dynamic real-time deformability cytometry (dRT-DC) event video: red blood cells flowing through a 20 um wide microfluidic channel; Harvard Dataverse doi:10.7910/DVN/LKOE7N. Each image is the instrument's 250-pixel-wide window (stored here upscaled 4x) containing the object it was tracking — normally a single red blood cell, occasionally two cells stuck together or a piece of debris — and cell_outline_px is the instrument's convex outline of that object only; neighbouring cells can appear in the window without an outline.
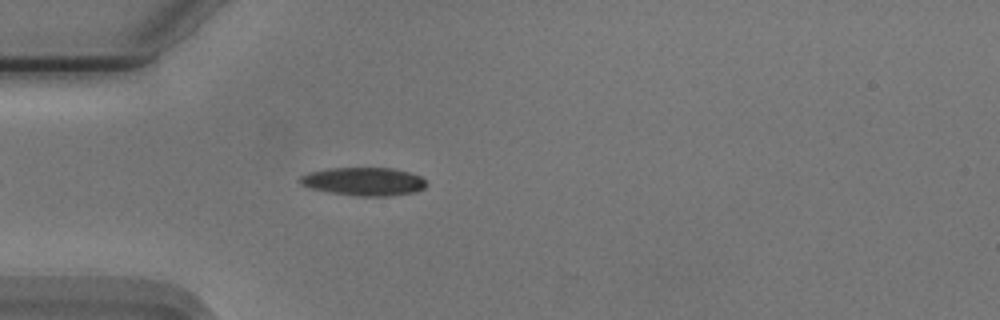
{"species": "Egyptian fruit bat (a non-hibernating species)", "species_latin": "Rousettus aegyptiacus", "temperature_condition": "cold", "stored_images_in_passage": 29, "camera_frame_rate_fps": 3000, "um_per_image_px": 0.085, "animal": {"sex": "male"}, "frame": {"image": 1, "passage_image": 6, "time_ms": 1.667, "image_size_px": [1000, 320], "cell_outline_px": [[428, 184], [424, 188], [416, 192], [388, 196], [356, 196], [328, 192], [308, 188], [300, 184], [296, 180], [300, 176], [308, 172], [328, 168], [392, 168], [408, 172], [420, 176]], "centroid_in_image_um": [30.87, 15.43], "position_along_channel_um": 54.1, "area_um2": 21.04}}
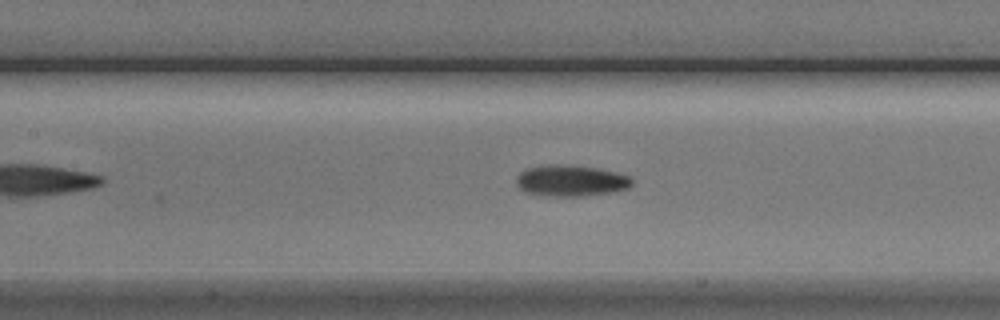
{"frame": {"image": 2, "passage_image": 15, "time_ms": 4.667, "image_size_px": [1000, 320], "cell_outline_px": [[632, 184], [628, 188], [616, 192], [580, 196], [556, 196], [524, 192], [516, 184], [516, 176], [520, 172], [528, 168], [548, 164], [568, 164], [596, 168], [616, 172], [628, 176], [632, 180]], "centroid_in_image_um": [48.52, 15.35], "position_along_channel_um": 158.9, "area_um2": 21.1}}
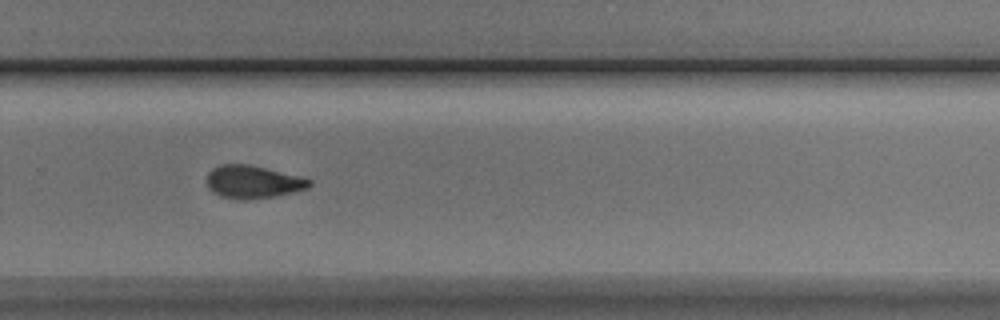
{"frame": {"image": 3, "passage_image": 27, "time_ms": 8.667, "image_size_px": [1000, 320], "cell_outline_px": [[312, 184], [308, 188], [292, 192], [272, 196], [244, 200], [220, 196], [212, 192], [208, 188], [208, 172], [212, 168], [220, 164], [248, 164], [300, 176], [312, 180]], "centroid_in_image_um": [21.49, 15.45], "position_along_channel_um": 308.3, "area_um2": 19.48}}